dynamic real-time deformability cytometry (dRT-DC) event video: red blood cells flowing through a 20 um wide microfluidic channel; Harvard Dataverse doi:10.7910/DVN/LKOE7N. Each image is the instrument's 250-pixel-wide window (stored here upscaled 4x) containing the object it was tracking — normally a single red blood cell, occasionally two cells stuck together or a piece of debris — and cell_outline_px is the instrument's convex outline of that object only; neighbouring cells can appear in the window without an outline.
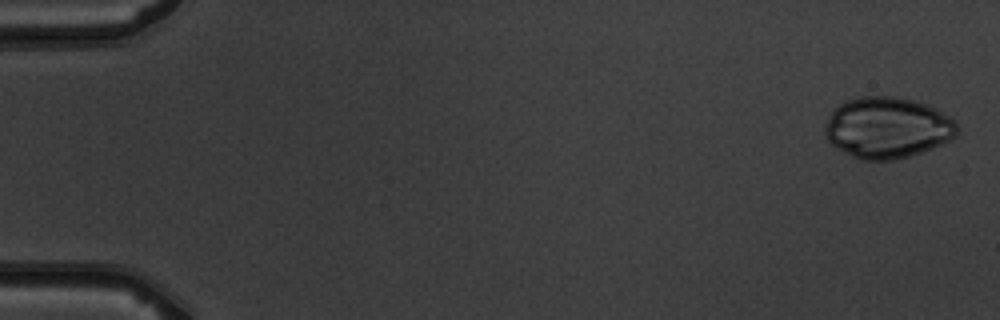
{"species": "common noctule bat (a hibernating species)", "species_latin": "Nyctalus noctula", "temperature_condition": "warm", "stored_images_in_passage": 6, "camera_frame_rate_fps": 3000, "um_per_image_px": 0.085, "animal": {"sex": "male", "body_mass_g": 19.5, "forearm_length_mm": 54.6}, "frame": {"image": 1, "passage_image": 1, "time_ms": 0.0, "image_size_px": [1000, 320], "cell_outline_px": [[960, 132], [956, 136], [932, 148], [908, 156], [892, 160], [860, 160], [844, 152], [832, 144], [824, 136], [824, 128], [832, 112], [840, 104], [848, 100], [860, 96], [892, 96], [912, 100], [936, 108], [948, 116], [956, 124]], "centroid_in_image_um": [75.42, 10.86], "position_along_channel_um": 9.6, "area_um2": 46.76}}